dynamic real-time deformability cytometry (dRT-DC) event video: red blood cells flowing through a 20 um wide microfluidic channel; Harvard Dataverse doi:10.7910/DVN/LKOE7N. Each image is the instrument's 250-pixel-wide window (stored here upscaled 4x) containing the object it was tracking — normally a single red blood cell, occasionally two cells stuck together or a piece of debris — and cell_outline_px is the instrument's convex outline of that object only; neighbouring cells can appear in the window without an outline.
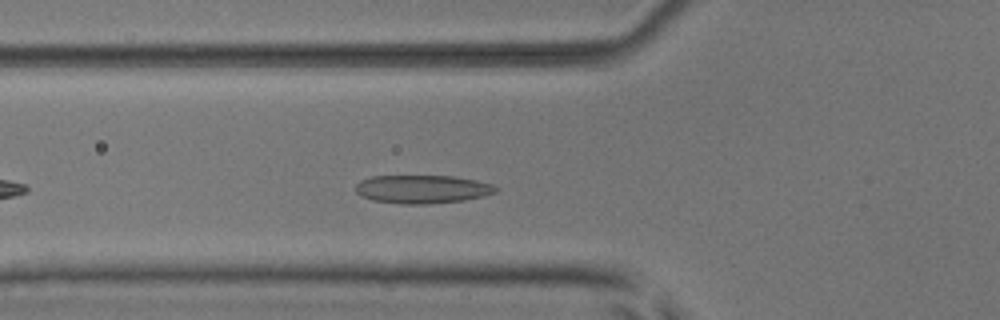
{"species": "common noctule bat (a hibernating species)", "species_latin": "Nyctalus noctula", "temperature_condition": "room temperature", "stored_images_in_passage": 41, "camera_frame_rate_fps": 3000, "um_per_image_px": 0.085, "animal": {"sex": "male", "body_mass_g": 17.9, "forearm_length_mm": 54.2}, "frame": {"image": 1, "passage_image": 7, "time_ms": 2.0, "image_size_px": [1000, 320], "cell_outline_px": [[496, 192], [484, 196], [464, 200], [428, 204], [400, 204], [372, 200], [356, 192], [356, 184], [360, 180], [372, 176], [452, 176], [476, 180], [492, 184], [496, 188]], "centroid_in_image_um": [35.89, 16.08], "position_along_channel_um": 89.9, "area_um2": 23.06}}
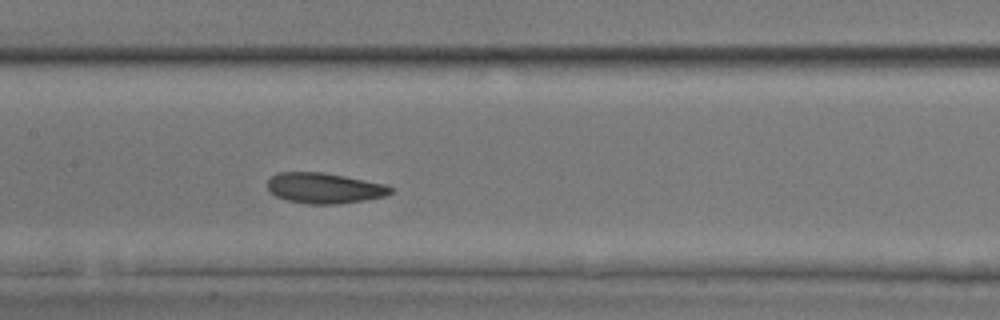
{"frame": {"image": 2, "passage_image": 14, "time_ms": 4.333, "image_size_px": [1000, 320], "cell_outline_px": [[392, 192], [384, 196], [364, 200], [336, 204], [308, 204], [288, 200], [276, 196], [268, 188], [268, 180], [276, 172], [320, 172], [344, 176], [384, 184], [392, 188]], "centroid_in_image_um": [27.54, 15.98], "position_along_channel_um": 179.9, "area_um2": 21.62}}
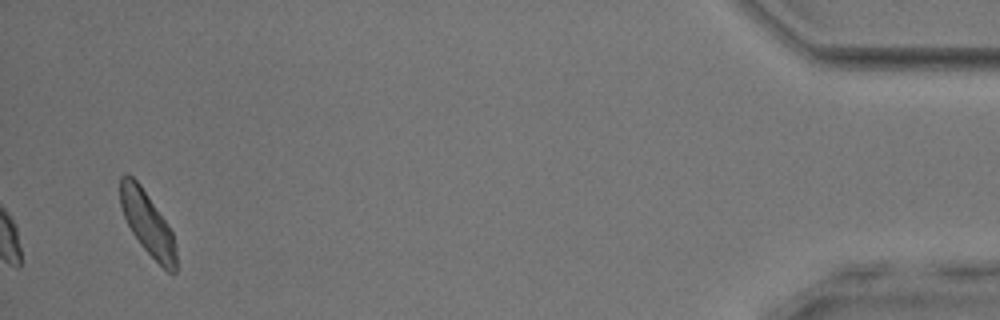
{"frame": {"image": 3, "passage_image": 39, "time_ms": 12.667, "image_size_px": [1000, 320], "cell_outline_px": [[176, 272], [168, 272], [140, 244], [132, 232], [124, 216], [120, 204], [120, 176], [132, 176], [140, 184], [172, 232], [176, 248]], "centroid_in_image_um": [12.53, 18.99], "position_along_channel_um": 422.7, "area_um2": 20.0}, "authors_computed_cell_mechanics": {"area_um2": 21.675, "velocity_mm_per_s": 3.8594, "shape_relaxation_time_tau1_ms": 3.7092, "shape_relaxation_time_tau2_ms": 2.4285, "deformation_change_tau1": 0.1095, "deformation_change_tau2": 0.088}}